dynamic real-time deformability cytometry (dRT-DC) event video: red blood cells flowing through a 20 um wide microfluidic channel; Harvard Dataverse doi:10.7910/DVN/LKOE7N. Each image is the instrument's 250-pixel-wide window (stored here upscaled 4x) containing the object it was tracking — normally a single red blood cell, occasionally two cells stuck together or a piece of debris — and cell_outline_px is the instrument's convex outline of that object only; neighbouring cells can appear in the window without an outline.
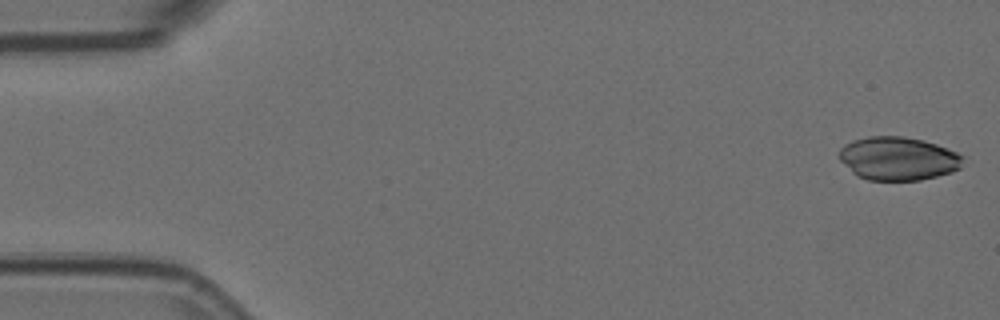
{"species": "Egyptian fruit bat (a non-hibernating species)", "species_latin": "Rousettus aegyptiacus", "temperature_condition": "room temperature", "stored_images_in_passage": 6, "segment_of_instrument_passage": [1, 2], "camera_frame_rate_fps": 3000, "um_per_image_px": 0.085, "animal": {"sex": "female"}, "frame": {"image": 1, "passage_image": 1, "time_ms": 0.0, "image_size_px": [1000, 320], "cell_outline_px": [[964, 156], [960, 168], [952, 172], [920, 180], [868, 180], [856, 176], [840, 160], [840, 148], [844, 144], [852, 140], [868, 136], [904, 136], [924, 140], [936, 144], [956, 152]], "centroid_in_image_um": [76.33, 13.47], "position_along_channel_um": 8.7, "area_um2": 31.39}}
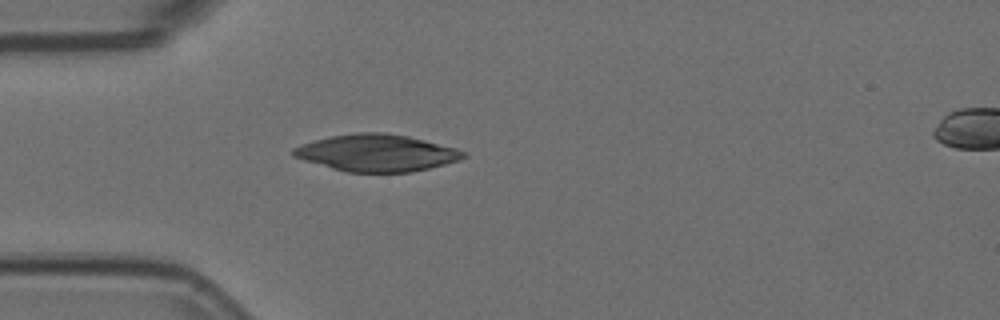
{"frame": {"image": 2, "passage_image": 5, "time_ms": 1.333, "image_size_px": [1000, 320], "cell_outline_px": [[468, 156], [444, 164], [412, 172], [348, 172], [332, 168], [304, 160], [292, 156], [292, 148], [316, 140], [332, 136], [356, 132], [388, 132], [408, 136], [456, 148], [464, 152]], "centroid_in_image_um": [32.01, 12.99], "position_along_channel_um": 53.0, "area_um2": 36.24}}